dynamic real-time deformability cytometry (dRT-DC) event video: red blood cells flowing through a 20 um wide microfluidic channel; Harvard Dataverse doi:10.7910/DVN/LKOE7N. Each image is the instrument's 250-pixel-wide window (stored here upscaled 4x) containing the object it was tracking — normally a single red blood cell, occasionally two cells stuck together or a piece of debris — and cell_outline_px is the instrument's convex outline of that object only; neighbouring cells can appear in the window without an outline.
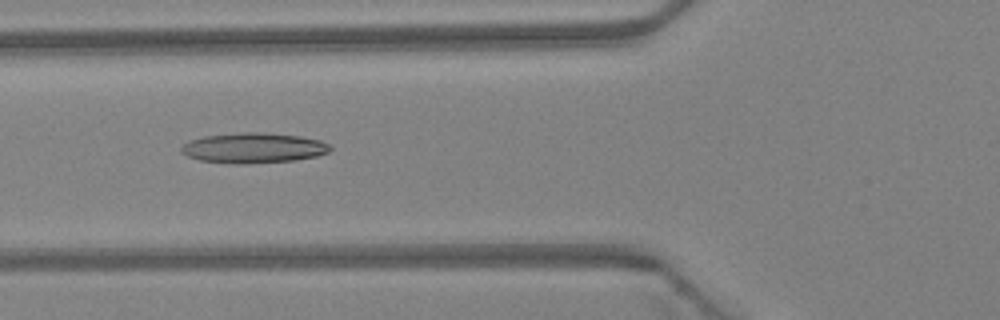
{"species": "Egyptian fruit bat (a non-hibernating species)", "species_latin": "Rousettus aegyptiacus", "temperature_condition": "warm", "stored_images_in_passage": 47, "camera_frame_rate_fps": 3000, "um_per_image_px": 0.085, "animal": {"sex": "female"}, "frame": {"image": 1, "passage_image": 18, "time_ms": 5.667, "image_size_px": [1000, 320], "cell_outline_px": [[332, 148], [328, 152], [316, 156], [296, 160], [244, 164], [236, 164], [200, 160], [188, 156], [180, 152], [180, 148], [188, 140], [204, 136], [244, 132], [256, 132], [300, 136], [320, 140], [328, 144]], "centroid_in_image_um": [21.52, 12.58], "position_along_channel_um": 104.3, "area_um2": 26.18}}
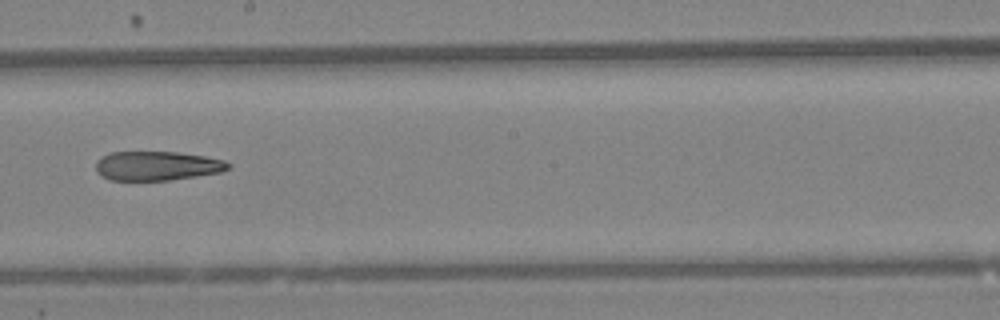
{"frame": {"image": 2, "passage_image": 27, "time_ms": 8.667, "image_size_px": [1000, 320], "cell_outline_px": [[232, 164], [228, 168], [220, 172], [196, 176], [168, 180], [112, 180], [100, 176], [96, 172], [96, 164], [104, 156], [112, 152], [176, 152], [204, 156], [224, 160]], "centroid_in_image_um": [13.36, 14.1], "position_along_channel_um": 234.8, "area_um2": 22.31}}
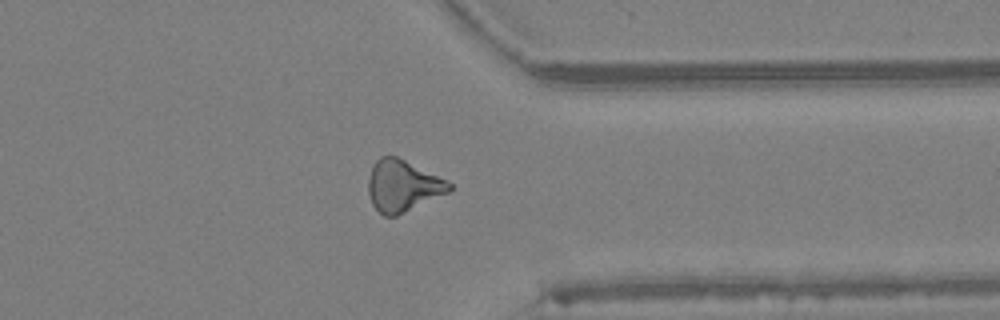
{"frame": {"image": 3, "passage_image": 37, "time_ms": 12.0, "image_size_px": [1000, 320], "cell_outline_px": [[452, 188], [448, 192], [396, 216], [384, 216], [372, 204], [368, 192], [368, 180], [372, 168], [376, 160], [380, 156], [396, 156], [448, 180], [452, 184]], "centroid_in_image_um": [34.23, 15.79], "position_along_channel_um": 377.2, "area_um2": 24.04}}